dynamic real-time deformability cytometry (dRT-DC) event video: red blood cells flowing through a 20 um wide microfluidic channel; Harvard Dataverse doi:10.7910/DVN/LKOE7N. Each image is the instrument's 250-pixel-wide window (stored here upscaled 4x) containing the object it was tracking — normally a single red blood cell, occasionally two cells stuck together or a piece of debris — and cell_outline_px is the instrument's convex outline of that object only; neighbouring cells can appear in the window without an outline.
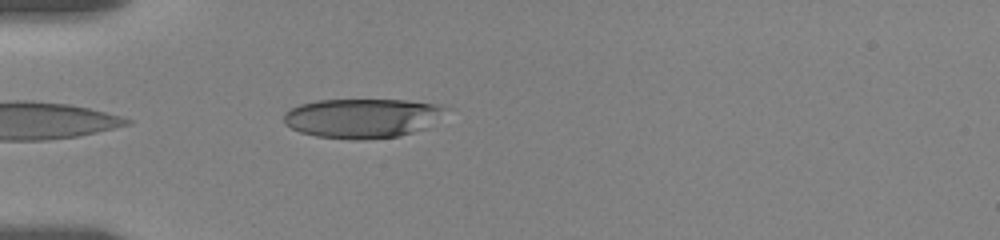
{"species": "human", "species_latin": "Homo sapiens", "temperature_condition": "room temperature", "stored_images_in_passage": 9, "camera_frame_rate_fps": 3000, "um_per_image_px": 0.085, "donor": {"sex": "female"}, "frame": {"image": 1, "passage_image": 9, "time_ms": 5.333, "image_size_px": [1000, 240], "cell_outline_px": [[448, 108], [428, 128], [400, 136], [360, 140], [352, 140], [316, 136], [300, 132], [284, 124], [284, 112], [300, 104], [316, 100], [408, 100], [440, 104]], "centroid_in_image_um": [30.8, 10.04], "position_along_channel_um": 54.2, "area_um2": 37.45}}